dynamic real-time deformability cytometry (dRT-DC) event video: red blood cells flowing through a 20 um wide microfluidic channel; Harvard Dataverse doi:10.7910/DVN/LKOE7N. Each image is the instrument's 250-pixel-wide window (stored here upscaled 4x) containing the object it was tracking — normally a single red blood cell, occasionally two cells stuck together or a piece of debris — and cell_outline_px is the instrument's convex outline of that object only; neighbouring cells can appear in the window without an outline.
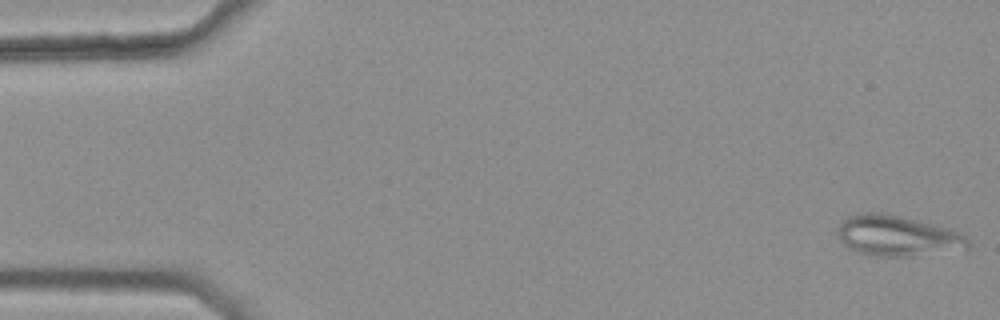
{"species": "common noctule bat (a hibernating species)", "species_latin": "Nyctalus noctula", "temperature_condition": "warm", "stored_images_in_passage": 44, "camera_frame_rate_fps": 3000, "um_per_image_px": 0.085, "animal": {"sex": "female", "body_mass_g": 25.1}, "frame": {"image": 1, "passage_image": 1, "time_ms": 0.0, "image_size_px": [1000, 320], "cell_outline_px": [[972, 244], [968, 252], [912, 256], [872, 256], [856, 252], [848, 248], [844, 244], [836, 232], [836, 228], [840, 220], [848, 216], [864, 212], [880, 212], [916, 220], [948, 228], [968, 236]], "centroid_in_image_um": [76.36, 20.08], "position_along_channel_um": 8.6, "area_um2": 31.85}}
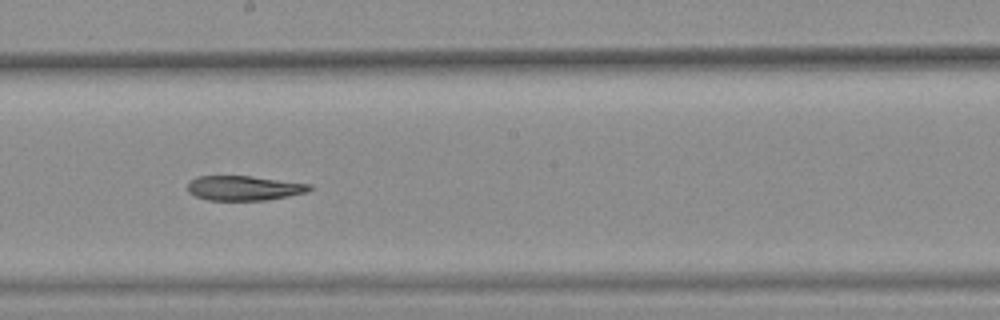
{"frame": {"image": 2, "passage_image": 29, "time_ms": 9.333, "image_size_px": [1000, 320], "cell_outline_px": [[312, 188], [308, 192], [268, 200], [208, 200], [196, 196], [188, 192], [188, 184], [196, 176], [252, 176], [312, 184]], "centroid_in_image_um": [20.77, 15.98], "position_along_channel_um": 227.4, "area_um2": 17.57}}
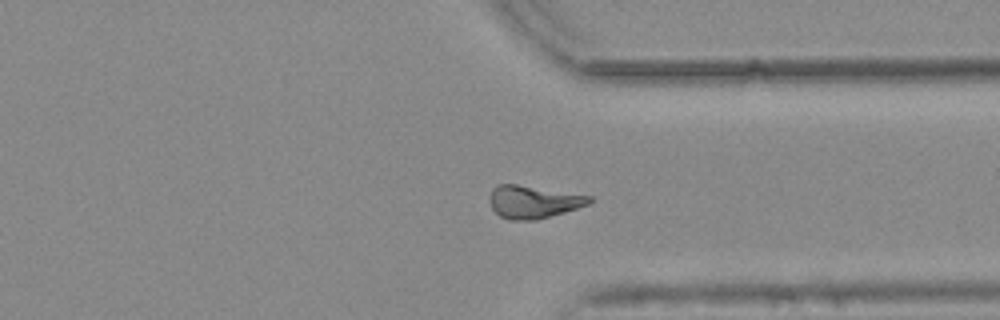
{"frame": {"image": 3, "passage_image": 40, "time_ms": 13.0, "image_size_px": [1000, 320], "cell_outline_px": [[592, 200], [588, 204], [564, 212], [536, 220], [508, 220], [500, 216], [492, 208], [492, 188], [500, 184], [516, 184], [592, 196]], "centroid_in_image_um": [45.35, 17.16], "position_along_channel_um": 366.1, "area_um2": 18.61}}